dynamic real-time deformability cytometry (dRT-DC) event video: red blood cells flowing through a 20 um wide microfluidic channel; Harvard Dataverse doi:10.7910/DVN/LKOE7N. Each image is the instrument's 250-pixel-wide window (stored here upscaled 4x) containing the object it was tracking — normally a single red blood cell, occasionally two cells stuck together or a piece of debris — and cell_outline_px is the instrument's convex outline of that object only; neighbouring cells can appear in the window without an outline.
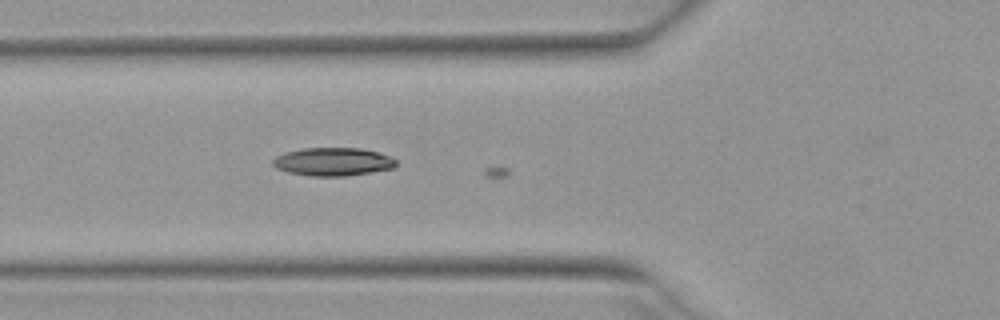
{"species": "Egyptian fruit bat (a non-hibernating species)", "species_latin": "Rousettus aegyptiacus", "temperature_condition": "warm", "stored_images_in_passage": 3, "camera_frame_rate_fps": 3000, "um_per_image_px": 0.085, "animal": {"sex": "female"}, "frame": {"image": 1, "passage_image": 2, "time_ms": 0.333, "image_size_px": [1000, 320], "cell_outline_px": [[396, 164], [392, 168], [344, 176], [312, 176], [288, 172], [276, 168], [272, 164], [272, 160], [276, 156], [284, 152], [304, 148], [360, 148], [392, 156], [396, 160]], "centroid_in_image_um": [28.26, 13.74], "position_along_channel_um": 97.5, "area_um2": 20.11}}